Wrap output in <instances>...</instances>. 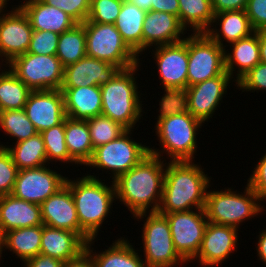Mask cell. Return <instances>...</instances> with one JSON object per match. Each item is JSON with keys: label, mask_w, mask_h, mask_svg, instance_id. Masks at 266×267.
Returning <instances> with one entry per match:
<instances>
[{"label": "cell", "mask_w": 266, "mask_h": 267, "mask_svg": "<svg viewBox=\"0 0 266 267\" xmlns=\"http://www.w3.org/2000/svg\"><path fill=\"white\" fill-rule=\"evenodd\" d=\"M161 160L162 158L149 154L113 181L116 200L119 199L126 205L133 216L158 211L166 170V163Z\"/></svg>", "instance_id": "cell-1"}, {"label": "cell", "mask_w": 266, "mask_h": 267, "mask_svg": "<svg viewBox=\"0 0 266 267\" xmlns=\"http://www.w3.org/2000/svg\"><path fill=\"white\" fill-rule=\"evenodd\" d=\"M211 178L198 163L169 161L166 163L162 200L158 213H173L205 208Z\"/></svg>", "instance_id": "cell-2"}, {"label": "cell", "mask_w": 266, "mask_h": 267, "mask_svg": "<svg viewBox=\"0 0 266 267\" xmlns=\"http://www.w3.org/2000/svg\"><path fill=\"white\" fill-rule=\"evenodd\" d=\"M109 186L99 177L87 174L78 179H66L75 203L81 229L95 239L99 230L111 212L116 199L114 182Z\"/></svg>", "instance_id": "cell-3"}, {"label": "cell", "mask_w": 266, "mask_h": 267, "mask_svg": "<svg viewBox=\"0 0 266 267\" xmlns=\"http://www.w3.org/2000/svg\"><path fill=\"white\" fill-rule=\"evenodd\" d=\"M138 63L126 69H120L107 83L102 84V114L119 123L126 130H133L142 117V101L135 81ZM135 73V74H134ZM139 95V96H138Z\"/></svg>", "instance_id": "cell-4"}, {"label": "cell", "mask_w": 266, "mask_h": 267, "mask_svg": "<svg viewBox=\"0 0 266 267\" xmlns=\"http://www.w3.org/2000/svg\"><path fill=\"white\" fill-rule=\"evenodd\" d=\"M155 124V133L163 151L152 147L149 148L150 154L163 159L162 153H166L170 161L194 159L198 147L196 135L203 125L200 120L194 118L189 112H184L159 119Z\"/></svg>", "instance_id": "cell-5"}, {"label": "cell", "mask_w": 266, "mask_h": 267, "mask_svg": "<svg viewBox=\"0 0 266 267\" xmlns=\"http://www.w3.org/2000/svg\"><path fill=\"white\" fill-rule=\"evenodd\" d=\"M232 190L230 188H225L223 191L207 190L204 209L209 222L239 229L240 223L262 213L264 205L260 204L248 184L243 191L244 194Z\"/></svg>", "instance_id": "cell-6"}, {"label": "cell", "mask_w": 266, "mask_h": 267, "mask_svg": "<svg viewBox=\"0 0 266 267\" xmlns=\"http://www.w3.org/2000/svg\"><path fill=\"white\" fill-rule=\"evenodd\" d=\"M148 214V215H147ZM140 213L136 219H143L142 244L146 267H175L187 262L175 249L167 218L158 213Z\"/></svg>", "instance_id": "cell-7"}, {"label": "cell", "mask_w": 266, "mask_h": 267, "mask_svg": "<svg viewBox=\"0 0 266 267\" xmlns=\"http://www.w3.org/2000/svg\"><path fill=\"white\" fill-rule=\"evenodd\" d=\"M86 55L126 69L140 63L139 56L127 45L114 24L83 22Z\"/></svg>", "instance_id": "cell-8"}, {"label": "cell", "mask_w": 266, "mask_h": 267, "mask_svg": "<svg viewBox=\"0 0 266 267\" xmlns=\"http://www.w3.org/2000/svg\"><path fill=\"white\" fill-rule=\"evenodd\" d=\"M133 130H126L115 140L94 148L86 167L112 172V180L128 172L150 154L149 147L131 139ZM109 170V171H108Z\"/></svg>", "instance_id": "cell-9"}, {"label": "cell", "mask_w": 266, "mask_h": 267, "mask_svg": "<svg viewBox=\"0 0 266 267\" xmlns=\"http://www.w3.org/2000/svg\"><path fill=\"white\" fill-rule=\"evenodd\" d=\"M8 65L32 91L61 89L64 67L56 55L25 53L15 57Z\"/></svg>", "instance_id": "cell-10"}, {"label": "cell", "mask_w": 266, "mask_h": 267, "mask_svg": "<svg viewBox=\"0 0 266 267\" xmlns=\"http://www.w3.org/2000/svg\"><path fill=\"white\" fill-rule=\"evenodd\" d=\"M225 48L206 33L188 35L187 87L214 78L225 71Z\"/></svg>", "instance_id": "cell-11"}, {"label": "cell", "mask_w": 266, "mask_h": 267, "mask_svg": "<svg viewBox=\"0 0 266 267\" xmlns=\"http://www.w3.org/2000/svg\"><path fill=\"white\" fill-rule=\"evenodd\" d=\"M164 213L178 254L188 263L196 257L208 220L204 208Z\"/></svg>", "instance_id": "cell-12"}, {"label": "cell", "mask_w": 266, "mask_h": 267, "mask_svg": "<svg viewBox=\"0 0 266 267\" xmlns=\"http://www.w3.org/2000/svg\"><path fill=\"white\" fill-rule=\"evenodd\" d=\"M47 165L18 171L12 195L41 205L48 197L62 188L67 177L49 169Z\"/></svg>", "instance_id": "cell-13"}, {"label": "cell", "mask_w": 266, "mask_h": 267, "mask_svg": "<svg viewBox=\"0 0 266 267\" xmlns=\"http://www.w3.org/2000/svg\"><path fill=\"white\" fill-rule=\"evenodd\" d=\"M16 6L8 13L5 9L0 10V58L6 63L3 65L27 53L33 32L29 18Z\"/></svg>", "instance_id": "cell-14"}, {"label": "cell", "mask_w": 266, "mask_h": 267, "mask_svg": "<svg viewBox=\"0 0 266 267\" xmlns=\"http://www.w3.org/2000/svg\"><path fill=\"white\" fill-rule=\"evenodd\" d=\"M152 50L164 88L186 89L188 72V36L184 40L154 47Z\"/></svg>", "instance_id": "cell-15"}, {"label": "cell", "mask_w": 266, "mask_h": 267, "mask_svg": "<svg viewBox=\"0 0 266 267\" xmlns=\"http://www.w3.org/2000/svg\"><path fill=\"white\" fill-rule=\"evenodd\" d=\"M231 80L229 74H220L187 87L188 112L202 123L208 122L221 104Z\"/></svg>", "instance_id": "cell-16"}, {"label": "cell", "mask_w": 266, "mask_h": 267, "mask_svg": "<svg viewBox=\"0 0 266 267\" xmlns=\"http://www.w3.org/2000/svg\"><path fill=\"white\" fill-rule=\"evenodd\" d=\"M24 110L38 133L57 126L66 118L63 92L61 90L32 91Z\"/></svg>", "instance_id": "cell-17"}, {"label": "cell", "mask_w": 266, "mask_h": 267, "mask_svg": "<svg viewBox=\"0 0 266 267\" xmlns=\"http://www.w3.org/2000/svg\"><path fill=\"white\" fill-rule=\"evenodd\" d=\"M40 207L43 225L75 232L86 243L91 239L80 227L71 190L66 184Z\"/></svg>", "instance_id": "cell-18"}, {"label": "cell", "mask_w": 266, "mask_h": 267, "mask_svg": "<svg viewBox=\"0 0 266 267\" xmlns=\"http://www.w3.org/2000/svg\"><path fill=\"white\" fill-rule=\"evenodd\" d=\"M238 228L208 221L200 249L194 258L204 267L219 266L238 247Z\"/></svg>", "instance_id": "cell-19"}, {"label": "cell", "mask_w": 266, "mask_h": 267, "mask_svg": "<svg viewBox=\"0 0 266 267\" xmlns=\"http://www.w3.org/2000/svg\"><path fill=\"white\" fill-rule=\"evenodd\" d=\"M119 70L114 64L86 55L76 63L64 67L61 88L101 86L109 82Z\"/></svg>", "instance_id": "cell-20"}, {"label": "cell", "mask_w": 266, "mask_h": 267, "mask_svg": "<svg viewBox=\"0 0 266 267\" xmlns=\"http://www.w3.org/2000/svg\"><path fill=\"white\" fill-rule=\"evenodd\" d=\"M142 28V53L152 46L180 42L187 31L177 16L159 11L146 12Z\"/></svg>", "instance_id": "cell-21"}, {"label": "cell", "mask_w": 266, "mask_h": 267, "mask_svg": "<svg viewBox=\"0 0 266 267\" xmlns=\"http://www.w3.org/2000/svg\"><path fill=\"white\" fill-rule=\"evenodd\" d=\"M43 225L39 204L14 197L0 196V232L3 235L14 229Z\"/></svg>", "instance_id": "cell-22"}, {"label": "cell", "mask_w": 266, "mask_h": 267, "mask_svg": "<svg viewBox=\"0 0 266 267\" xmlns=\"http://www.w3.org/2000/svg\"><path fill=\"white\" fill-rule=\"evenodd\" d=\"M18 6L27 15L31 27L36 31H51L60 35L78 24L61 9L40 0H24Z\"/></svg>", "instance_id": "cell-23"}, {"label": "cell", "mask_w": 266, "mask_h": 267, "mask_svg": "<svg viewBox=\"0 0 266 267\" xmlns=\"http://www.w3.org/2000/svg\"><path fill=\"white\" fill-rule=\"evenodd\" d=\"M86 242L75 232L42 225L40 254L67 262L85 250Z\"/></svg>", "instance_id": "cell-24"}, {"label": "cell", "mask_w": 266, "mask_h": 267, "mask_svg": "<svg viewBox=\"0 0 266 267\" xmlns=\"http://www.w3.org/2000/svg\"><path fill=\"white\" fill-rule=\"evenodd\" d=\"M64 96L66 117L88 120L102 114L100 86L61 88Z\"/></svg>", "instance_id": "cell-25"}, {"label": "cell", "mask_w": 266, "mask_h": 267, "mask_svg": "<svg viewBox=\"0 0 266 267\" xmlns=\"http://www.w3.org/2000/svg\"><path fill=\"white\" fill-rule=\"evenodd\" d=\"M231 52L225 48V71L233 78L237 69L235 83L260 63L259 31L231 43ZM236 67V68H235ZM235 69V70H234Z\"/></svg>", "instance_id": "cell-26"}, {"label": "cell", "mask_w": 266, "mask_h": 267, "mask_svg": "<svg viewBox=\"0 0 266 267\" xmlns=\"http://www.w3.org/2000/svg\"><path fill=\"white\" fill-rule=\"evenodd\" d=\"M213 23L215 25L218 23L217 25H219L220 28L216 29L215 27H210L205 33L222 48L228 46L223 44L224 40L228 44H231L255 32L251 27L245 10H234L214 14L212 24Z\"/></svg>", "instance_id": "cell-27"}, {"label": "cell", "mask_w": 266, "mask_h": 267, "mask_svg": "<svg viewBox=\"0 0 266 267\" xmlns=\"http://www.w3.org/2000/svg\"><path fill=\"white\" fill-rule=\"evenodd\" d=\"M123 238V239H122ZM94 239L85 245V251L91 256L95 267H146L143 255H138L127 239L121 237L113 241L112 245L103 252H93L91 249Z\"/></svg>", "instance_id": "cell-28"}, {"label": "cell", "mask_w": 266, "mask_h": 267, "mask_svg": "<svg viewBox=\"0 0 266 267\" xmlns=\"http://www.w3.org/2000/svg\"><path fill=\"white\" fill-rule=\"evenodd\" d=\"M41 238L42 225L7 231L2 235L0 259L3 250L8 249L25 263L30 258L40 254Z\"/></svg>", "instance_id": "cell-29"}, {"label": "cell", "mask_w": 266, "mask_h": 267, "mask_svg": "<svg viewBox=\"0 0 266 267\" xmlns=\"http://www.w3.org/2000/svg\"><path fill=\"white\" fill-rule=\"evenodd\" d=\"M145 14V11L124 0L114 23L123 40L138 56L142 54V27Z\"/></svg>", "instance_id": "cell-30"}, {"label": "cell", "mask_w": 266, "mask_h": 267, "mask_svg": "<svg viewBox=\"0 0 266 267\" xmlns=\"http://www.w3.org/2000/svg\"><path fill=\"white\" fill-rule=\"evenodd\" d=\"M65 142L70 157L77 165H86L93 155V145L86 120L65 118Z\"/></svg>", "instance_id": "cell-31"}, {"label": "cell", "mask_w": 266, "mask_h": 267, "mask_svg": "<svg viewBox=\"0 0 266 267\" xmlns=\"http://www.w3.org/2000/svg\"><path fill=\"white\" fill-rule=\"evenodd\" d=\"M11 146L8 147L7 145L0 144V147L6 148L10 153L18 170L48 165L45 145L40 133L15 143L14 147L13 145Z\"/></svg>", "instance_id": "cell-32"}, {"label": "cell", "mask_w": 266, "mask_h": 267, "mask_svg": "<svg viewBox=\"0 0 266 267\" xmlns=\"http://www.w3.org/2000/svg\"><path fill=\"white\" fill-rule=\"evenodd\" d=\"M179 20L186 28L189 27L194 33H205L215 25L212 22L214 13L211 0H178Z\"/></svg>", "instance_id": "cell-33"}, {"label": "cell", "mask_w": 266, "mask_h": 267, "mask_svg": "<svg viewBox=\"0 0 266 267\" xmlns=\"http://www.w3.org/2000/svg\"><path fill=\"white\" fill-rule=\"evenodd\" d=\"M0 71V112L24 109L32 90L10 68Z\"/></svg>", "instance_id": "cell-34"}, {"label": "cell", "mask_w": 266, "mask_h": 267, "mask_svg": "<svg viewBox=\"0 0 266 267\" xmlns=\"http://www.w3.org/2000/svg\"><path fill=\"white\" fill-rule=\"evenodd\" d=\"M56 56L63 67L86 56V32L83 23H78L59 35Z\"/></svg>", "instance_id": "cell-35"}, {"label": "cell", "mask_w": 266, "mask_h": 267, "mask_svg": "<svg viewBox=\"0 0 266 267\" xmlns=\"http://www.w3.org/2000/svg\"><path fill=\"white\" fill-rule=\"evenodd\" d=\"M0 128L11 138L13 137L16 140L15 143L33 137L38 133L24 109L1 111Z\"/></svg>", "instance_id": "cell-36"}, {"label": "cell", "mask_w": 266, "mask_h": 267, "mask_svg": "<svg viewBox=\"0 0 266 267\" xmlns=\"http://www.w3.org/2000/svg\"><path fill=\"white\" fill-rule=\"evenodd\" d=\"M42 135L48 164L55 162L77 164L69 155L65 142V120L54 127L40 133ZM50 161V162H49Z\"/></svg>", "instance_id": "cell-37"}, {"label": "cell", "mask_w": 266, "mask_h": 267, "mask_svg": "<svg viewBox=\"0 0 266 267\" xmlns=\"http://www.w3.org/2000/svg\"><path fill=\"white\" fill-rule=\"evenodd\" d=\"M93 148L118 138L126 129L109 117L99 115L86 120Z\"/></svg>", "instance_id": "cell-38"}, {"label": "cell", "mask_w": 266, "mask_h": 267, "mask_svg": "<svg viewBox=\"0 0 266 267\" xmlns=\"http://www.w3.org/2000/svg\"><path fill=\"white\" fill-rule=\"evenodd\" d=\"M164 96L159 101L158 119L167 116L188 112V99L186 89H165Z\"/></svg>", "instance_id": "cell-39"}, {"label": "cell", "mask_w": 266, "mask_h": 267, "mask_svg": "<svg viewBox=\"0 0 266 267\" xmlns=\"http://www.w3.org/2000/svg\"><path fill=\"white\" fill-rule=\"evenodd\" d=\"M124 0H91L86 21L114 24L120 13Z\"/></svg>", "instance_id": "cell-40"}, {"label": "cell", "mask_w": 266, "mask_h": 267, "mask_svg": "<svg viewBox=\"0 0 266 267\" xmlns=\"http://www.w3.org/2000/svg\"><path fill=\"white\" fill-rule=\"evenodd\" d=\"M59 34L51 31L33 30L27 53L56 55Z\"/></svg>", "instance_id": "cell-41"}, {"label": "cell", "mask_w": 266, "mask_h": 267, "mask_svg": "<svg viewBox=\"0 0 266 267\" xmlns=\"http://www.w3.org/2000/svg\"><path fill=\"white\" fill-rule=\"evenodd\" d=\"M18 171L10 153L0 147V196L12 193Z\"/></svg>", "instance_id": "cell-42"}, {"label": "cell", "mask_w": 266, "mask_h": 267, "mask_svg": "<svg viewBox=\"0 0 266 267\" xmlns=\"http://www.w3.org/2000/svg\"><path fill=\"white\" fill-rule=\"evenodd\" d=\"M50 6L57 7L72 17L77 23L88 19L91 0H40Z\"/></svg>", "instance_id": "cell-43"}, {"label": "cell", "mask_w": 266, "mask_h": 267, "mask_svg": "<svg viewBox=\"0 0 266 267\" xmlns=\"http://www.w3.org/2000/svg\"><path fill=\"white\" fill-rule=\"evenodd\" d=\"M239 89L244 91H266V63L260 62L247 74H245L236 85Z\"/></svg>", "instance_id": "cell-44"}, {"label": "cell", "mask_w": 266, "mask_h": 267, "mask_svg": "<svg viewBox=\"0 0 266 267\" xmlns=\"http://www.w3.org/2000/svg\"><path fill=\"white\" fill-rule=\"evenodd\" d=\"M247 184L252 188L259 202L266 199V152L263 155L247 180Z\"/></svg>", "instance_id": "cell-45"}, {"label": "cell", "mask_w": 266, "mask_h": 267, "mask_svg": "<svg viewBox=\"0 0 266 267\" xmlns=\"http://www.w3.org/2000/svg\"><path fill=\"white\" fill-rule=\"evenodd\" d=\"M245 11L254 31L266 30V0H248Z\"/></svg>", "instance_id": "cell-46"}, {"label": "cell", "mask_w": 266, "mask_h": 267, "mask_svg": "<svg viewBox=\"0 0 266 267\" xmlns=\"http://www.w3.org/2000/svg\"><path fill=\"white\" fill-rule=\"evenodd\" d=\"M212 10L214 14L234 11L245 10L248 0H211Z\"/></svg>", "instance_id": "cell-47"}, {"label": "cell", "mask_w": 266, "mask_h": 267, "mask_svg": "<svg viewBox=\"0 0 266 267\" xmlns=\"http://www.w3.org/2000/svg\"><path fill=\"white\" fill-rule=\"evenodd\" d=\"M24 267H64L65 262L45 254H38L27 260Z\"/></svg>", "instance_id": "cell-48"}, {"label": "cell", "mask_w": 266, "mask_h": 267, "mask_svg": "<svg viewBox=\"0 0 266 267\" xmlns=\"http://www.w3.org/2000/svg\"><path fill=\"white\" fill-rule=\"evenodd\" d=\"M151 11H159L173 14L179 18L178 0H151Z\"/></svg>", "instance_id": "cell-49"}, {"label": "cell", "mask_w": 266, "mask_h": 267, "mask_svg": "<svg viewBox=\"0 0 266 267\" xmlns=\"http://www.w3.org/2000/svg\"><path fill=\"white\" fill-rule=\"evenodd\" d=\"M64 267H95L91 256L84 250L77 258L65 262Z\"/></svg>", "instance_id": "cell-50"}, {"label": "cell", "mask_w": 266, "mask_h": 267, "mask_svg": "<svg viewBox=\"0 0 266 267\" xmlns=\"http://www.w3.org/2000/svg\"><path fill=\"white\" fill-rule=\"evenodd\" d=\"M258 238V243L256 244L257 255L259 256V260L261 259L266 264V229L262 230Z\"/></svg>", "instance_id": "cell-51"}, {"label": "cell", "mask_w": 266, "mask_h": 267, "mask_svg": "<svg viewBox=\"0 0 266 267\" xmlns=\"http://www.w3.org/2000/svg\"><path fill=\"white\" fill-rule=\"evenodd\" d=\"M260 62L266 63V30L259 31Z\"/></svg>", "instance_id": "cell-52"}, {"label": "cell", "mask_w": 266, "mask_h": 267, "mask_svg": "<svg viewBox=\"0 0 266 267\" xmlns=\"http://www.w3.org/2000/svg\"><path fill=\"white\" fill-rule=\"evenodd\" d=\"M129 2L130 4L136 5L138 8L145 12L151 11L152 3L151 0H125Z\"/></svg>", "instance_id": "cell-53"}, {"label": "cell", "mask_w": 266, "mask_h": 267, "mask_svg": "<svg viewBox=\"0 0 266 267\" xmlns=\"http://www.w3.org/2000/svg\"><path fill=\"white\" fill-rule=\"evenodd\" d=\"M8 1L9 0H0V10L7 8L6 6H7V4H9V3H7Z\"/></svg>", "instance_id": "cell-54"}, {"label": "cell", "mask_w": 266, "mask_h": 267, "mask_svg": "<svg viewBox=\"0 0 266 267\" xmlns=\"http://www.w3.org/2000/svg\"><path fill=\"white\" fill-rule=\"evenodd\" d=\"M1 247H2V234L0 232V252H1Z\"/></svg>", "instance_id": "cell-55"}]
</instances>
